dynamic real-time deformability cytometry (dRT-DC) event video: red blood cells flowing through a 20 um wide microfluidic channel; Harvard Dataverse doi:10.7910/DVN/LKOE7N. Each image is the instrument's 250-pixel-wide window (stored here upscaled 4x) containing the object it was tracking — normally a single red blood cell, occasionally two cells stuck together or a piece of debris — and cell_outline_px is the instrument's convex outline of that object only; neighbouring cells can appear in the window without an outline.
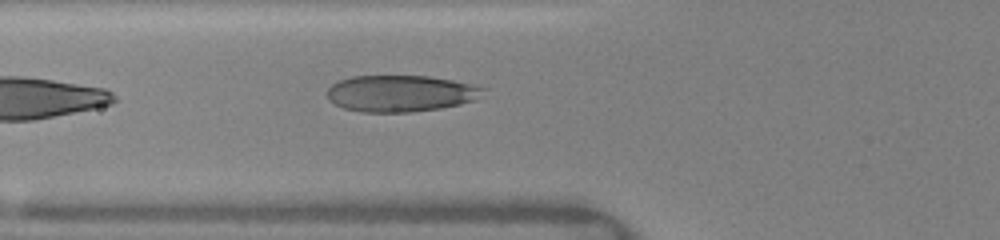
{"species": "human", "species_latin": "Homo sapiens", "temperature_condition": "warm", "stored_images_in_passage": 20, "camera_frame_rate_fps": 3000, "um_per_image_px": 0.085, "donor": {"sex": "female"}, "frame": {"image": 1, "passage_image": 9, "time_ms": 6.0, "image_size_px": [1000, 240], "cell_outline_px": [[488, 88], [472, 100], [460, 104], [440, 108], [408, 112], [360, 112], [344, 108], [328, 100], [328, 88], [332, 84], [340, 80], [352, 76], [428, 76], [452, 80]], "centroid_in_image_um": [34.02, 7.94], "position_along_channel_um": 91.8, "area_um2": 32.95}}
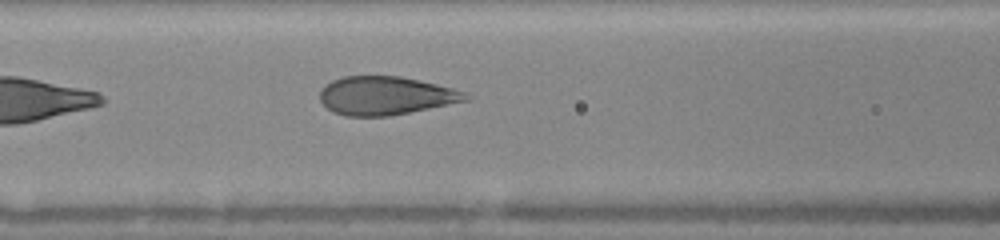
{"frame": {"image": 2, "passage_image": 12, "time_ms": 7.0, "image_size_px": [1000, 240], "cell_outline_px": [[472, 96], [468, 100], [388, 116], [344, 116], [332, 112], [320, 100], [320, 92], [324, 84], [332, 80], [344, 76], [400, 76], [436, 84], [452, 88], [464, 92]], "centroid_in_image_um": [32.74, 8.13], "position_along_channel_um": 133.9, "area_um2": 32.43}}
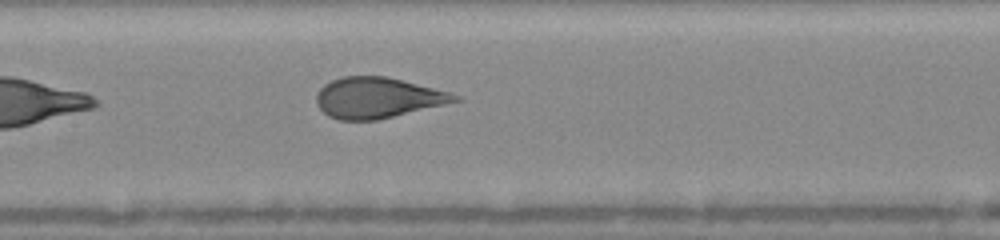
{"frame": {"image": 3, "passage_image": 15, "time_ms": 8.0, "image_size_px": [1000, 240], "cell_outline_px": [[464, 100], [376, 120], [340, 120], [328, 116], [316, 104], [316, 92], [324, 84], [332, 80], [344, 76], [388, 76], [448, 92], [460, 96]], "centroid_in_image_um": [32.08, 8.31], "position_along_channel_um": 175.3, "area_um2": 32.77}}